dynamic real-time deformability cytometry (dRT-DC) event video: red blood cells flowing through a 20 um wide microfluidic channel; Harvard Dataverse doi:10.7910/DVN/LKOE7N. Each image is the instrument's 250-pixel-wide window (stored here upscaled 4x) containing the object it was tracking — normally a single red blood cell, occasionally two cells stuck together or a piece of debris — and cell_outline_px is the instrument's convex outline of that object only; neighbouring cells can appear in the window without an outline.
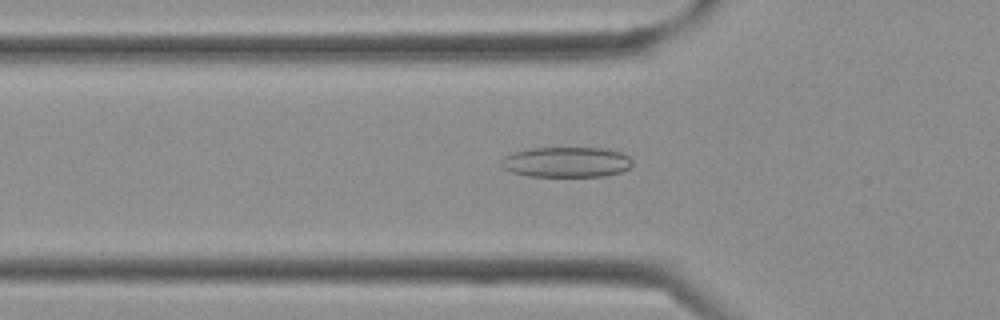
{"species": "Egyptian fruit bat (a non-hibernating species)", "species_latin": "Rousettus aegyptiacus", "temperature_condition": "cold", "stored_images_in_passage": 30, "camera_frame_rate_fps": 3000, "um_per_image_px": 0.085, "frame": {"image": 1, "passage_image": 5, "time_ms": 1.333, "image_size_px": [1000, 320], "cell_outline_px": [[632, 164], [628, 168], [620, 172], [604, 176], [528, 176], [512, 172], [504, 168], [500, 164], [500, 160], [504, 156], [512, 152], [528, 148], [604, 148], [620, 152], [628, 156], [632, 160]], "centroid_in_image_um": [48.11, 13.77], "position_along_channel_um": 77.7, "area_um2": 23.24}}
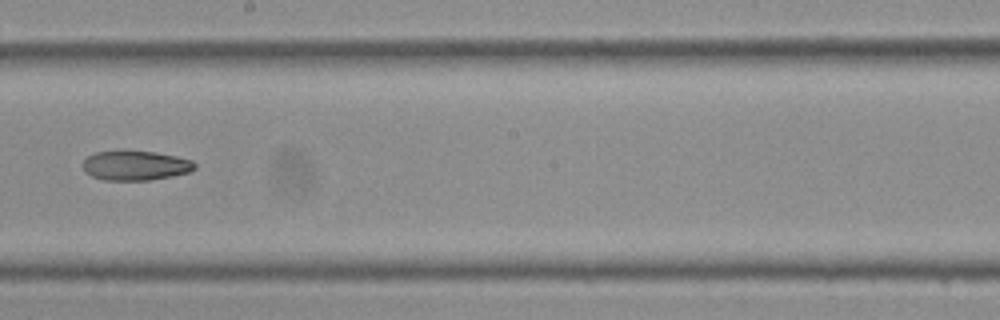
{"frame": {"image": 2, "passage_image": 14, "time_ms": 4.333, "image_size_px": [1000, 320], "cell_outline_px": [[196, 168], [188, 172], [172, 176], [148, 180], [104, 180], [92, 176], [84, 172], [84, 160], [88, 156], [96, 152], [120, 148], [124, 148], [156, 152], [176, 156], [192, 160], [196, 164]], "centroid_in_image_um": [11.49, 14.02], "position_along_channel_um": 236.7, "area_um2": 19.88}}
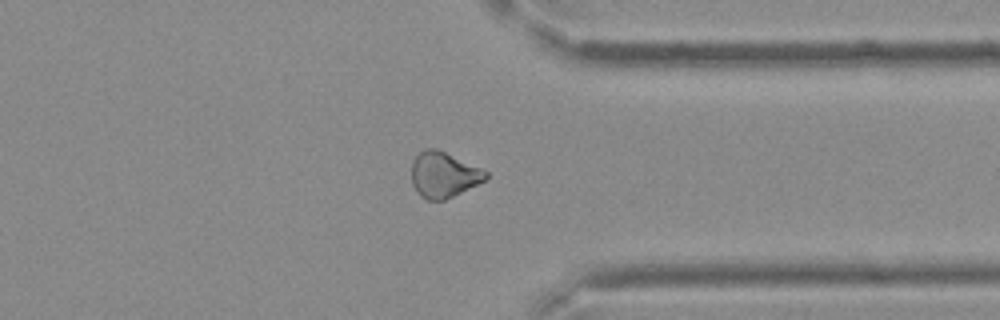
{"frame": {"image": 3, "passage_image": 22, "time_ms": 7.0, "image_size_px": [1000, 320], "cell_outline_px": [[488, 176], [484, 180], [444, 200], [428, 200], [420, 196], [412, 184], [412, 160], [424, 148], [436, 148], [480, 168], [488, 172]], "centroid_in_image_um": [37.66, 14.84], "position_along_channel_um": 373.7, "area_um2": 19.36}}